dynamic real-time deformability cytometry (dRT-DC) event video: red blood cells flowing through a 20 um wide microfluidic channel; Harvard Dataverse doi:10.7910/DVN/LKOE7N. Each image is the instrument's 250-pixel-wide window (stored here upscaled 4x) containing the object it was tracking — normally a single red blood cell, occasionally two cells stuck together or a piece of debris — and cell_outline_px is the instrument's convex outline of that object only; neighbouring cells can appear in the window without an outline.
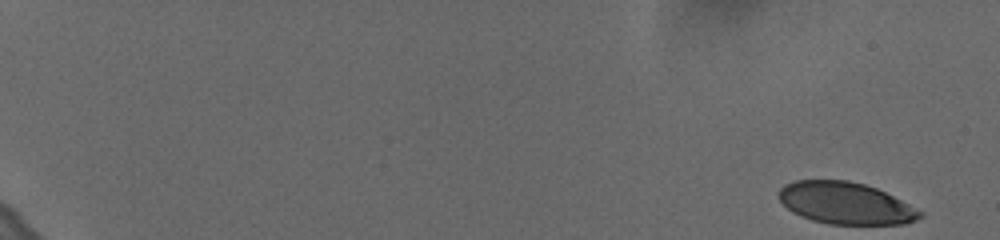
{"species": "human", "species_latin": "Homo sapiens", "temperature_condition": "cold", "stored_images_in_passage": 58, "camera_frame_rate_fps": 3000, "um_per_image_px": 0.085, "donor": {"sex": "female"}, "frame": {"image": 1, "passage_image": 1, "time_ms": 0.0, "image_size_px": [1000, 240], "cell_outline_px": [[924, 216], [916, 220], [904, 224], [828, 224], [812, 220], [800, 216], [792, 212], [780, 200], [780, 188], [784, 184], [796, 180], [848, 180], [864, 184], [876, 188], [924, 212]], "centroid_in_image_um": [71.88, 17.27], "position_along_channel_um": 13.1, "area_um2": 34.33}}
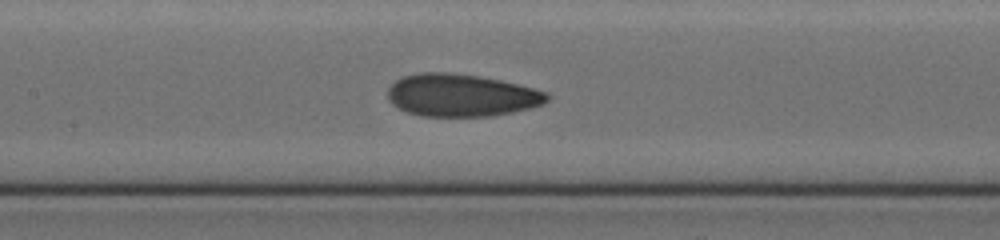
{"frame": {"image": 2, "passage_image": 31, "time_ms": 10.0, "image_size_px": [1000, 240], "cell_outline_px": [[548, 100], [544, 104], [512, 112], [492, 116], [420, 116], [404, 112], [396, 108], [388, 100], [388, 88], [396, 80], [404, 76], [420, 72], [444, 72], [480, 76], [500, 80], [548, 92]], "centroid_in_image_um": [39.16, 8.1], "position_along_channel_um": 168.2, "area_um2": 39.54}}
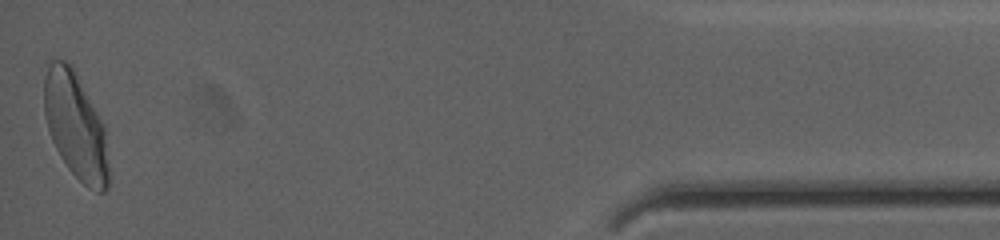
{"frame": {"image": 3, "passage_image": 58, "time_ms": 19.0, "image_size_px": [1000, 240], "cell_outline_px": [[108, 188], [104, 192], [96, 192], [88, 188], [68, 168], [60, 156], [52, 140], [48, 128], [44, 112], [44, 60], [64, 60], [76, 72], [104, 124], [108, 168]], "centroid_in_image_um": [6.4, 10.66], "position_along_channel_um": 428.8, "area_um2": 40.11}, "authors_computed_cell_mechanics": {"area_um2": 37.9746, "velocity_mm_per_s": 3.6132, "shape_relaxation_time_tau1_ms": 5.4636, "shape_relaxation_time_tau2_ms": 1.2157, "deformation_change_tau1": 0.1638, "deformation_change_tau2": 0.0695}}